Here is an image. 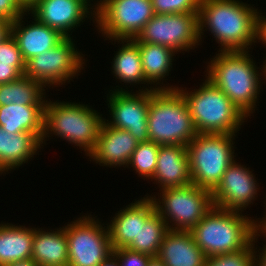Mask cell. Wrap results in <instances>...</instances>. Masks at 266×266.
Listing matches in <instances>:
<instances>
[{
    "instance_id": "cell-1",
    "label": "cell",
    "mask_w": 266,
    "mask_h": 266,
    "mask_svg": "<svg viewBox=\"0 0 266 266\" xmlns=\"http://www.w3.org/2000/svg\"><path fill=\"white\" fill-rule=\"evenodd\" d=\"M258 13L238 0H200V40L204 27H208L221 45L219 51H247L257 42Z\"/></svg>"
},
{
    "instance_id": "cell-2",
    "label": "cell",
    "mask_w": 266,
    "mask_h": 266,
    "mask_svg": "<svg viewBox=\"0 0 266 266\" xmlns=\"http://www.w3.org/2000/svg\"><path fill=\"white\" fill-rule=\"evenodd\" d=\"M248 52L249 50L220 51L210 61L207 69V79L226 94L247 117L255 110L262 86L260 77L263 76V73L256 70L259 68H256Z\"/></svg>"
},
{
    "instance_id": "cell-3",
    "label": "cell",
    "mask_w": 266,
    "mask_h": 266,
    "mask_svg": "<svg viewBox=\"0 0 266 266\" xmlns=\"http://www.w3.org/2000/svg\"><path fill=\"white\" fill-rule=\"evenodd\" d=\"M257 219L242 212L213 206L191 229L196 244L206 257L241 251L247 247L257 230Z\"/></svg>"
},
{
    "instance_id": "cell-4",
    "label": "cell",
    "mask_w": 266,
    "mask_h": 266,
    "mask_svg": "<svg viewBox=\"0 0 266 266\" xmlns=\"http://www.w3.org/2000/svg\"><path fill=\"white\" fill-rule=\"evenodd\" d=\"M149 141L159 145H184L198 134L189 108L178 89L149 90Z\"/></svg>"
},
{
    "instance_id": "cell-5",
    "label": "cell",
    "mask_w": 266,
    "mask_h": 266,
    "mask_svg": "<svg viewBox=\"0 0 266 266\" xmlns=\"http://www.w3.org/2000/svg\"><path fill=\"white\" fill-rule=\"evenodd\" d=\"M178 89L185 99L198 134H235L247 116L210 80L194 92Z\"/></svg>"
},
{
    "instance_id": "cell-6",
    "label": "cell",
    "mask_w": 266,
    "mask_h": 266,
    "mask_svg": "<svg viewBox=\"0 0 266 266\" xmlns=\"http://www.w3.org/2000/svg\"><path fill=\"white\" fill-rule=\"evenodd\" d=\"M88 105L47 101L44 105L43 136L55 134L89 154L95 147L104 118ZM44 142V143H43Z\"/></svg>"
},
{
    "instance_id": "cell-7",
    "label": "cell",
    "mask_w": 266,
    "mask_h": 266,
    "mask_svg": "<svg viewBox=\"0 0 266 266\" xmlns=\"http://www.w3.org/2000/svg\"><path fill=\"white\" fill-rule=\"evenodd\" d=\"M235 134H197L188 144L187 152L192 183L211 193L234 161Z\"/></svg>"
},
{
    "instance_id": "cell-8",
    "label": "cell",
    "mask_w": 266,
    "mask_h": 266,
    "mask_svg": "<svg viewBox=\"0 0 266 266\" xmlns=\"http://www.w3.org/2000/svg\"><path fill=\"white\" fill-rule=\"evenodd\" d=\"M160 191H162L160 193L162 195L159 199H156L155 196L151 198L156 212L166 222L169 230L191 231L213 207L211 192L193 183L182 187H169ZM168 220L170 223L174 222L172 226Z\"/></svg>"
},
{
    "instance_id": "cell-9",
    "label": "cell",
    "mask_w": 266,
    "mask_h": 266,
    "mask_svg": "<svg viewBox=\"0 0 266 266\" xmlns=\"http://www.w3.org/2000/svg\"><path fill=\"white\" fill-rule=\"evenodd\" d=\"M93 12L96 27L109 40L135 38L155 15L151 0H100Z\"/></svg>"
},
{
    "instance_id": "cell-10",
    "label": "cell",
    "mask_w": 266,
    "mask_h": 266,
    "mask_svg": "<svg viewBox=\"0 0 266 266\" xmlns=\"http://www.w3.org/2000/svg\"><path fill=\"white\" fill-rule=\"evenodd\" d=\"M132 39L163 45L176 53L189 51L200 42L199 13L155 14Z\"/></svg>"
},
{
    "instance_id": "cell-11",
    "label": "cell",
    "mask_w": 266,
    "mask_h": 266,
    "mask_svg": "<svg viewBox=\"0 0 266 266\" xmlns=\"http://www.w3.org/2000/svg\"><path fill=\"white\" fill-rule=\"evenodd\" d=\"M89 215L65 226L68 266H99L112 253L108 227Z\"/></svg>"
},
{
    "instance_id": "cell-12",
    "label": "cell",
    "mask_w": 266,
    "mask_h": 266,
    "mask_svg": "<svg viewBox=\"0 0 266 266\" xmlns=\"http://www.w3.org/2000/svg\"><path fill=\"white\" fill-rule=\"evenodd\" d=\"M71 38L66 37L52 49L29 59L26 62L24 75L41 82L45 87H51V85L56 87L76 77L78 72L84 68L85 59L83 54L81 56L77 51Z\"/></svg>"
},
{
    "instance_id": "cell-13",
    "label": "cell",
    "mask_w": 266,
    "mask_h": 266,
    "mask_svg": "<svg viewBox=\"0 0 266 266\" xmlns=\"http://www.w3.org/2000/svg\"><path fill=\"white\" fill-rule=\"evenodd\" d=\"M145 90L133 94L122 88L116 90L107 96L109 112L112 121L105 122L117 129L128 131L139 143L149 141L148 136V108H149V90L155 89H174L172 86L149 87Z\"/></svg>"
},
{
    "instance_id": "cell-14",
    "label": "cell",
    "mask_w": 266,
    "mask_h": 266,
    "mask_svg": "<svg viewBox=\"0 0 266 266\" xmlns=\"http://www.w3.org/2000/svg\"><path fill=\"white\" fill-rule=\"evenodd\" d=\"M243 166L235 160L228 166L221 182L211 193L213 206L242 212L253 203L259 186L252 171Z\"/></svg>"
},
{
    "instance_id": "cell-15",
    "label": "cell",
    "mask_w": 266,
    "mask_h": 266,
    "mask_svg": "<svg viewBox=\"0 0 266 266\" xmlns=\"http://www.w3.org/2000/svg\"><path fill=\"white\" fill-rule=\"evenodd\" d=\"M90 8L82 0H39L30 13L39 22L70 37L71 30L80 26L87 15L95 17Z\"/></svg>"
},
{
    "instance_id": "cell-16",
    "label": "cell",
    "mask_w": 266,
    "mask_h": 266,
    "mask_svg": "<svg viewBox=\"0 0 266 266\" xmlns=\"http://www.w3.org/2000/svg\"><path fill=\"white\" fill-rule=\"evenodd\" d=\"M138 143L128 131L112 127L104 120L95 147L87 156L101 166L128 167Z\"/></svg>"
},
{
    "instance_id": "cell-17",
    "label": "cell",
    "mask_w": 266,
    "mask_h": 266,
    "mask_svg": "<svg viewBox=\"0 0 266 266\" xmlns=\"http://www.w3.org/2000/svg\"><path fill=\"white\" fill-rule=\"evenodd\" d=\"M26 13L10 24V33L16 39L22 57L27 62L32 57L46 52L61 43L66 37L55 29L39 22L22 26V19Z\"/></svg>"
},
{
    "instance_id": "cell-18",
    "label": "cell",
    "mask_w": 266,
    "mask_h": 266,
    "mask_svg": "<svg viewBox=\"0 0 266 266\" xmlns=\"http://www.w3.org/2000/svg\"><path fill=\"white\" fill-rule=\"evenodd\" d=\"M160 189L192 183L187 146L160 145L153 177Z\"/></svg>"
},
{
    "instance_id": "cell-19",
    "label": "cell",
    "mask_w": 266,
    "mask_h": 266,
    "mask_svg": "<svg viewBox=\"0 0 266 266\" xmlns=\"http://www.w3.org/2000/svg\"><path fill=\"white\" fill-rule=\"evenodd\" d=\"M165 266H204L206 256L191 231L168 230L156 256Z\"/></svg>"
},
{
    "instance_id": "cell-20",
    "label": "cell",
    "mask_w": 266,
    "mask_h": 266,
    "mask_svg": "<svg viewBox=\"0 0 266 266\" xmlns=\"http://www.w3.org/2000/svg\"><path fill=\"white\" fill-rule=\"evenodd\" d=\"M168 230L166 222L156 212L151 196L143 197L140 200V231L138 232L137 239L127 248L156 257L163 237Z\"/></svg>"
},
{
    "instance_id": "cell-21",
    "label": "cell",
    "mask_w": 266,
    "mask_h": 266,
    "mask_svg": "<svg viewBox=\"0 0 266 266\" xmlns=\"http://www.w3.org/2000/svg\"><path fill=\"white\" fill-rule=\"evenodd\" d=\"M41 146L35 133H8L0 126V174L28 162Z\"/></svg>"
},
{
    "instance_id": "cell-22",
    "label": "cell",
    "mask_w": 266,
    "mask_h": 266,
    "mask_svg": "<svg viewBox=\"0 0 266 266\" xmlns=\"http://www.w3.org/2000/svg\"><path fill=\"white\" fill-rule=\"evenodd\" d=\"M34 228L31 258L38 266H68V239L65 227L57 231Z\"/></svg>"
},
{
    "instance_id": "cell-23",
    "label": "cell",
    "mask_w": 266,
    "mask_h": 266,
    "mask_svg": "<svg viewBox=\"0 0 266 266\" xmlns=\"http://www.w3.org/2000/svg\"><path fill=\"white\" fill-rule=\"evenodd\" d=\"M44 105L0 106V126L8 133L30 132L43 136Z\"/></svg>"
},
{
    "instance_id": "cell-24",
    "label": "cell",
    "mask_w": 266,
    "mask_h": 266,
    "mask_svg": "<svg viewBox=\"0 0 266 266\" xmlns=\"http://www.w3.org/2000/svg\"><path fill=\"white\" fill-rule=\"evenodd\" d=\"M33 236L34 228L0 223V266L30 259Z\"/></svg>"
},
{
    "instance_id": "cell-25",
    "label": "cell",
    "mask_w": 266,
    "mask_h": 266,
    "mask_svg": "<svg viewBox=\"0 0 266 266\" xmlns=\"http://www.w3.org/2000/svg\"><path fill=\"white\" fill-rule=\"evenodd\" d=\"M107 224L112 249L127 248L140 231V200L118 211Z\"/></svg>"
},
{
    "instance_id": "cell-26",
    "label": "cell",
    "mask_w": 266,
    "mask_h": 266,
    "mask_svg": "<svg viewBox=\"0 0 266 266\" xmlns=\"http://www.w3.org/2000/svg\"><path fill=\"white\" fill-rule=\"evenodd\" d=\"M139 46L142 68L145 80L148 84H159L165 76L169 75L172 68L173 56L175 52L166 46L150 44L146 42H136Z\"/></svg>"
},
{
    "instance_id": "cell-27",
    "label": "cell",
    "mask_w": 266,
    "mask_h": 266,
    "mask_svg": "<svg viewBox=\"0 0 266 266\" xmlns=\"http://www.w3.org/2000/svg\"><path fill=\"white\" fill-rule=\"evenodd\" d=\"M121 41L122 47L118 49L113 58V73L124 83H148L142 68V61L138 44L133 39H113ZM124 41V42H123ZM126 42V44H124Z\"/></svg>"
},
{
    "instance_id": "cell-28",
    "label": "cell",
    "mask_w": 266,
    "mask_h": 266,
    "mask_svg": "<svg viewBox=\"0 0 266 266\" xmlns=\"http://www.w3.org/2000/svg\"><path fill=\"white\" fill-rule=\"evenodd\" d=\"M44 88L46 87L41 82L22 75L15 81L0 84V106L10 103L17 105H45ZM43 97L44 100L42 99Z\"/></svg>"
},
{
    "instance_id": "cell-29",
    "label": "cell",
    "mask_w": 266,
    "mask_h": 266,
    "mask_svg": "<svg viewBox=\"0 0 266 266\" xmlns=\"http://www.w3.org/2000/svg\"><path fill=\"white\" fill-rule=\"evenodd\" d=\"M159 147V144L152 141L138 143L128 166L133 167L139 176L144 177V180L145 177L151 179L156 170Z\"/></svg>"
},
{
    "instance_id": "cell-30",
    "label": "cell",
    "mask_w": 266,
    "mask_h": 266,
    "mask_svg": "<svg viewBox=\"0 0 266 266\" xmlns=\"http://www.w3.org/2000/svg\"><path fill=\"white\" fill-rule=\"evenodd\" d=\"M258 229L255 231L252 242L242 249L234 253H226L213 257H206L204 266H255V251L254 243L257 238Z\"/></svg>"
},
{
    "instance_id": "cell-31",
    "label": "cell",
    "mask_w": 266,
    "mask_h": 266,
    "mask_svg": "<svg viewBox=\"0 0 266 266\" xmlns=\"http://www.w3.org/2000/svg\"><path fill=\"white\" fill-rule=\"evenodd\" d=\"M154 14L199 13L200 0H151Z\"/></svg>"
},
{
    "instance_id": "cell-32",
    "label": "cell",
    "mask_w": 266,
    "mask_h": 266,
    "mask_svg": "<svg viewBox=\"0 0 266 266\" xmlns=\"http://www.w3.org/2000/svg\"><path fill=\"white\" fill-rule=\"evenodd\" d=\"M0 63H26L11 33L0 42Z\"/></svg>"
},
{
    "instance_id": "cell-33",
    "label": "cell",
    "mask_w": 266,
    "mask_h": 266,
    "mask_svg": "<svg viewBox=\"0 0 266 266\" xmlns=\"http://www.w3.org/2000/svg\"><path fill=\"white\" fill-rule=\"evenodd\" d=\"M112 252L117 256L121 266H147L151 256L132 251L128 248L113 249Z\"/></svg>"
},
{
    "instance_id": "cell-34",
    "label": "cell",
    "mask_w": 266,
    "mask_h": 266,
    "mask_svg": "<svg viewBox=\"0 0 266 266\" xmlns=\"http://www.w3.org/2000/svg\"><path fill=\"white\" fill-rule=\"evenodd\" d=\"M25 70L26 63H0V84L19 79Z\"/></svg>"
},
{
    "instance_id": "cell-35",
    "label": "cell",
    "mask_w": 266,
    "mask_h": 266,
    "mask_svg": "<svg viewBox=\"0 0 266 266\" xmlns=\"http://www.w3.org/2000/svg\"><path fill=\"white\" fill-rule=\"evenodd\" d=\"M23 14L17 0H0V18L12 23Z\"/></svg>"
},
{
    "instance_id": "cell-36",
    "label": "cell",
    "mask_w": 266,
    "mask_h": 266,
    "mask_svg": "<svg viewBox=\"0 0 266 266\" xmlns=\"http://www.w3.org/2000/svg\"><path fill=\"white\" fill-rule=\"evenodd\" d=\"M257 40L266 45V18L258 13Z\"/></svg>"
},
{
    "instance_id": "cell-37",
    "label": "cell",
    "mask_w": 266,
    "mask_h": 266,
    "mask_svg": "<svg viewBox=\"0 0 266 266\" xmlns=\"http://www.w3.org/2000/svg\"><path fill=\"white\" fill-rule=\"evenodd\" d=\"M17 2L20 8L28 13L38 4L39 0H17Z\"/></svg>"
},
{
    "instance_id": "cell-38",
    "label": "cell",
    "mask_w": 266,
    "mask_h": 266,
    "mask_svg": "<svg viewBox=\"0 0 266 266\" xmlns=\"http://www.w3.org/2000/svg\"><path fill=\"white\" fill-rule=\"evenodd\" d=\"M10 22L0 18V42L10 34Z\"/></svg>"
},
{
    "instance_id": "cell-39",
    "label": "cell",
    "mask_w": 266,
    "mask_h": 266,
    "mask_svg": "<svg viewBox=\"0 0 266 266\" xmlns=\"http://www.w3.org/2000/svg\"><path fill=\"white\" fill-rule=\"evenodd\" d=\"M260 234H264L265 237H266V232L265 231H261V230H258ZM263 251L259 254L260 255H256L255 254V266H266V246L264 245V248L262 249ZM257 256V258H256ZM259 256V258H258ZM259 259V260H258Z\"/></svg>"
},
{
    "instance_id": "cell-40",
    "label": "cell",
    "mask_w": 266,
    "mask_h": 266,
    "mask_svg": "<svg viewBox=\"0 0 266 266\" xmlns=\"http://www.w3.org/2000/svg\"><path fill=\"white\" fill-rule=\"evenodd\" d=\"M99 266H121L117 256L112 252Z\"/></svg>"
},
{
    "instance_id": "cell-41",
    "label": "cell",
    "mask_w": 266,
    "mask_h": 266,
    "mask_svg": "<svg viewBox=\"0 0 266 266\" xmlns=\"http://www.w3.org/2000/svg\"><path fill=\"white\" fill-rule=\"evenodd\" d=\"M6 266H38V264L32 258H30L26 260L16 261Z\"/></svg>"
},
{
    "instance_id": "cell-42",
    "label": "cell",
    "mask_w": 266,
    "mask_h": 266,
    "mask_svg": "<svg viewBox=\"0 0 266 266\" xmlns=\"http://www.w3.org/2000/svg\"><path fill=\"white\" fill-rule=\"evenodd\" d=\"M147 266H165L164 263L157 257H152Z\"/></svg>"
},
{
    "instance_id": "cell-43",
    "label": "cell",
    "mask_w": 266,
    "mask_h": 266,
    "mask_svg": "<svg viewBox=\"0 0 266 266\" xmlns=\"http://www.w3.org/2000/svg\"><path fill=\"white\" fill-rule=\"evenodd\" d=\"M266 204V203H265ZM263 219V220H262ZM260 221H258L257 224V229L261 230V231H265L266 232V215L264 218H262ZM260 223V224H259Z\"/></svg>"
},
{
    "instance_id": "cell-44",
    "label": "cell",
    "mask_w": 266,
    "mask_h": 266,
    "mask_svg": "<svg viewBox=\"0 0 266 266\" xmlns=\"http://www.w3.org/2000/svg\"><path fill=\"white\" fill-rule=\"evenodd\" d=\"M264 62H265L264 63L265 65H263V68H262L263 71L262 72L264 73V77H265L264 79L266 80V60Z\"/></svg>"
},
{
    "instance_id": "cell-45",
    "label": "cell",
    "mask_w": 266,
    "mask_h": 266,
    "mask_svg": "<svg viewBox=\"0 0 266 266\" xmlns=\"http://www.w3.org/2000/svg\"><path fill=\"white\" fill-rule=\"evenodd\" d=\"M82 1L90 7V5H91V4H89L90 0H82Z\"/></svg>"
}]
</instances>
